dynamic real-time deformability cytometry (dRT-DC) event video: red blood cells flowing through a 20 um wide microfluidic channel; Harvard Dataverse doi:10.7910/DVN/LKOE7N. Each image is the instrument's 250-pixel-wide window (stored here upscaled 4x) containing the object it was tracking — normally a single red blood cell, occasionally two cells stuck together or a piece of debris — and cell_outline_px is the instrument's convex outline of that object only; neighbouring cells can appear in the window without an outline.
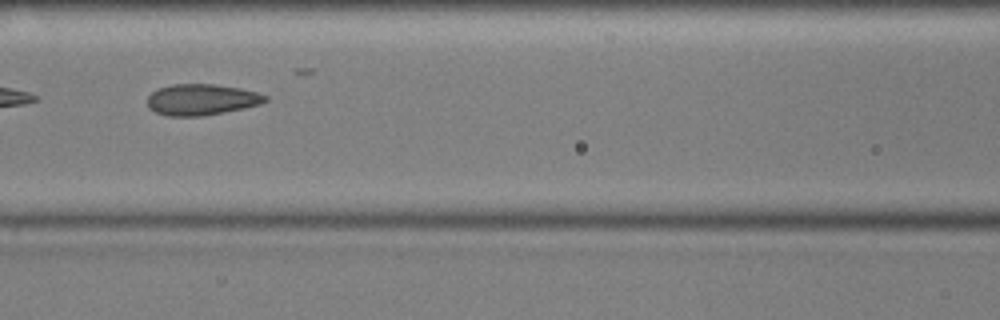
{"species": "common noctule bat (a hibernating species)", "species_latin": "Nyctalus noctula", "temperature_condition": "cold", "stored_images_in_passage": 19, "camera_frame_rate_fps": 3000, "um_per_image_px": 0.085, "animal": {"sex": "male", "body_mass_g": 17.9, "forearm_length_mm": 54.2}, "frame": {"image": 1, "passage_image": 10, "time_ms": 3.0, "image_size_px": [1000, 320], "cell_outline_px": [[268, 100], [260, 104], [244, 108], [204, 116], [168, 116], [156, 112], [148, 108], [148, 96], [152, 92], [160, 88], [172, 84], [216, 84], [240, 88], [256, 92], [268, 96]], "centroid_in_image_um": [17.14, 8.47], "position_along_channel_um": 149.5, "area_um2": 21.39}}
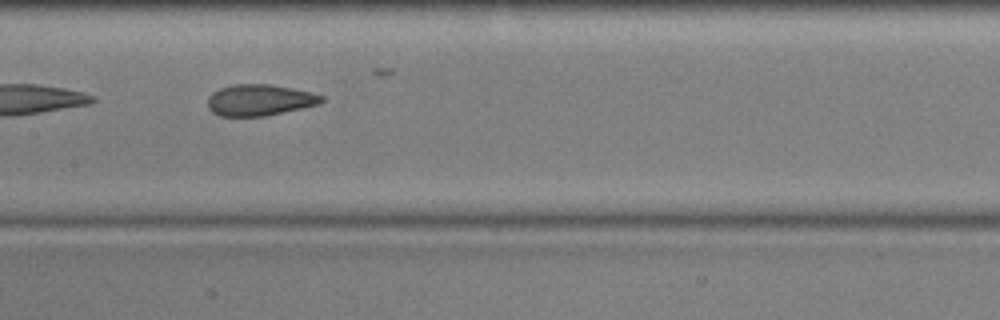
{"frame": {"image": 2, "passage_image": 13, "time_ms": 4.0, "image_size_px": [1000, 320], "cell_outline_px": [[324, 100], [316, 104], [300, 108], [264, 116], [220, 116], [212, 112], [208, 108], [208, 96], [212, 92], [220, 88], [232, 84], [268, 84], [292, 88], [312, 92], [324, 96]], "centroid_in_image_um": [22.02, 8.49], "position_along_channel_um": 185.4, "area_um2": 20.63}}